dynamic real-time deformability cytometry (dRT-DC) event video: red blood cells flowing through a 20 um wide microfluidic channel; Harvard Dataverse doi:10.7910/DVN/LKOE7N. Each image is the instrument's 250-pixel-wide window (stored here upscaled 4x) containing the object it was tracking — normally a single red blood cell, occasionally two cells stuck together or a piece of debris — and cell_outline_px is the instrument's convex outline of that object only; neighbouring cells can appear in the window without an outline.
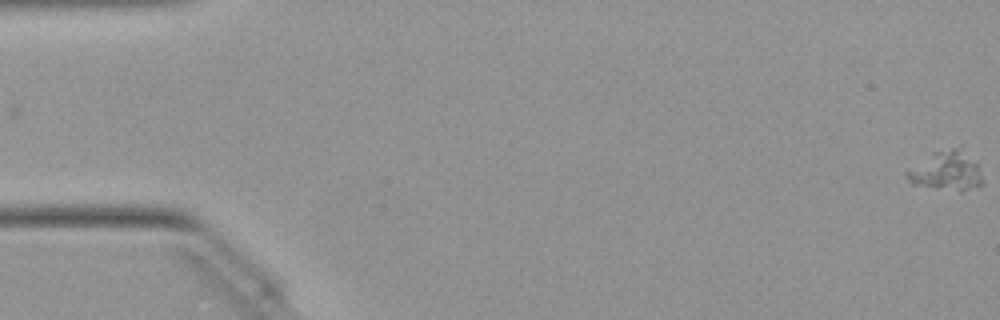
{"species": "Egyptian fruit bat (a non-hibernating species)", "species_latin": "Rousettus aegyptiacus", "temperature_condition": "warm", "stored_images_in_passage": 53, "camera_frame_rate_fps": 3000, "um_per_image_px": 0.085, "animal": {"sex": "female"}, "frame": {"image": 1, "passage_image": 1, "time_ms": 0.0, "image_size_px": [1000, 320], "cell_outline_px": [[984, 184], [968, 188], [960, 188], [912, 184], [908, 180], [904, 172], [932, 152], [952, 148], [956, 148], [976, 160]], "centroid_in_image_um": [80.42, 14.48], "position_along_channel_um": 4.6, "area_um2": 16.3}}
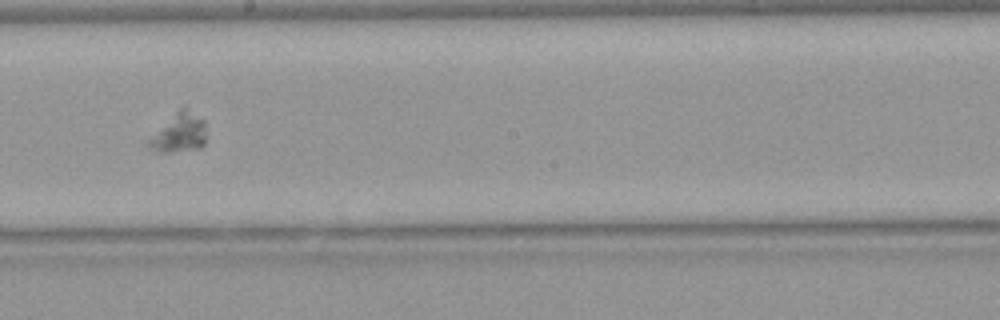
{"frame": {"image": 2, "passage_image": 30, "time_ms": 9.667, "image_size_px": [1000, 320], "cell_outline_px": [[204, 144], [200, 148], [172, 152], [160, 152], [148, 148], [144, 144], [180, 108], [184, 108], [204, 120]], "centroid_in_image_um": [15.2, 11.35], "position_along_channel_um": 233.0, "area_um2": 12.6}}
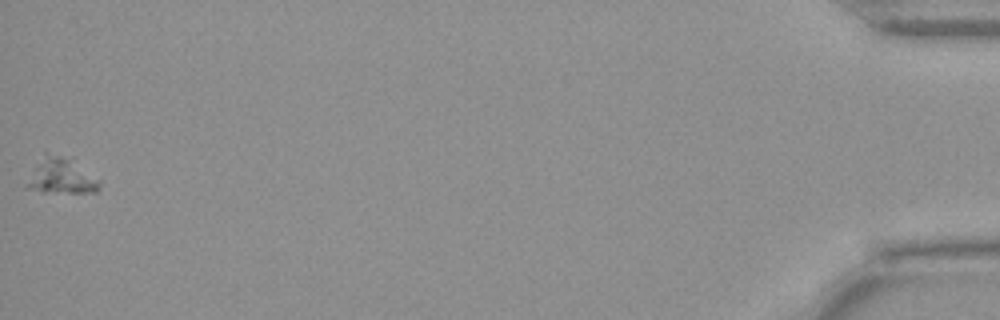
{"frame": {"image": 3, "passage_image": 53, "time_ms": 17.333, "image_size_px": [1000, 320], "cell_outline_px": [[100, 188], [96, 192], [44, 192], [28, 188], [24, 184], [44, 152], [60, 156], [100, 180]], "centroid_in_image_um": [5.14, 15.01], "position_along_channel_um": 430.1, "area_um2": 14.33}}